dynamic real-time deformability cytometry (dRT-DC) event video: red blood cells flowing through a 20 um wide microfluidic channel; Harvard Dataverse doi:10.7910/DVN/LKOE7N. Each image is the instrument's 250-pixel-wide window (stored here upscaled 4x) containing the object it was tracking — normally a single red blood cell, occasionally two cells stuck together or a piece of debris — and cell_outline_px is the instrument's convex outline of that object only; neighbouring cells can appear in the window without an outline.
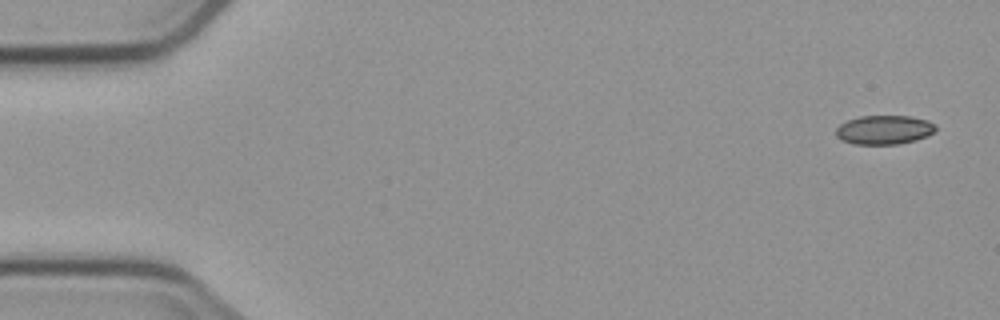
{"species": "common noctule bat (a hibernating species)", "species_latin": "Nyctalus noctula", "temperature_condition": "cold", "stored_images_in_passage": 5, "camera_frame_rate_fps": 3000, "um_per_image_px": 0.085, "animal": {"sex": "male", "body_mass_g": 23.1, "forearm_length_mm": 52.7}, "frame": {"image": 1, "passage_image": 1, "time_ms": 0.0, "image_size_px": [1000, 320], "cell_outline_px": [[936, 132], [928, 136], [916, 140], [900, 144], [852, 144], [840, 140], [836, 136], [836, 128], [840, 124], [848, 120], [860, 116], [912, 116], [928, 120], [936, 124]], "centroid_in_image_um": [75.18, 11.04], "position_along_channel_um": 9.8, "area_um2": 17.17}}
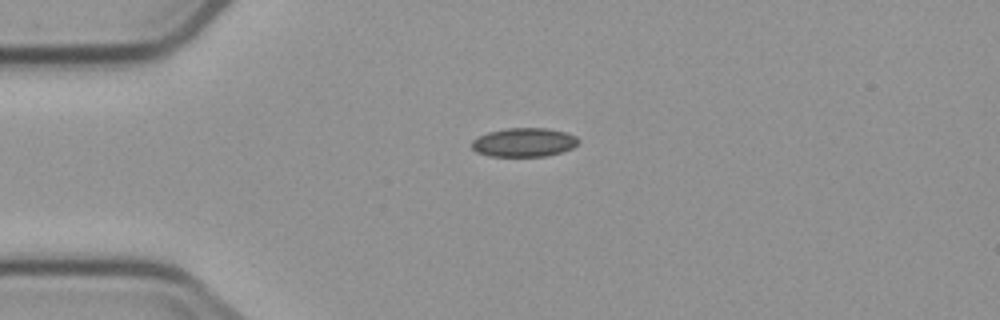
{"frame": {"image": 2, "passage_image": 4, "time_ms": 3.667, "image_size_px": [1000, 320], "cell_outline_px": [[580, 140], [572, 148], [560, 152], [544, 156], [488, 156], [476, 152], [472, 148], [472, 140], [488, 132], [508, 128], [548, 128], [564, 132], [576, 136]], "centroid_in_image_um": [44.52, 12.1], "position_along_channel_um": 40.5, "area_um2": 17.8}}